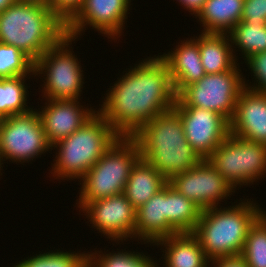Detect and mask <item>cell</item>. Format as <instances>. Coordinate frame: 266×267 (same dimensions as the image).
I'll use <instances>...</instances> for the list:
<instances>
[{
	"label": "cell",
	"mask_w": 266,
	"mask_h": 267,
	"mask_svg": "<svg viewBox=\"0 0 266 267\" xmlns=\"http://www.w3.org/2000/svg\"><path fill=\"white\" fill-rule=\"evenodd\" d=\"M127 69L107 90L97 110L120 137H132L147 122L172 109L177 99L169 69L159 54Z\"/></svg>",
	"instance_id": "obj_1"
},
{
	"label": "cell",
	"mask_w": 266,
	"mask_h": 267,
	"mask_svg": "<svg viewBox=\"0 0 266 267\" xmlns=\"http://www.w3.org/2000/svg\"><path fill=\"white\" fill-rule=\"evenodd\" d=\"M132 138L139 145L141 158L167 180L203 160L187 142L180 116L173 108L147 122Z\"/></svg>",
	"instance_id": "obj_2"
},
{
	"label": "cell",
	"mask_w": 266,
	"mask_h": 267,
	"mask_svg": "<svg viewBox=\"0 0 266 267\" xmlns=\"http://www.w3.org/2000/svg\"><path fill=\"white\" fill-rule=\"evenodd\" d=\"M251 199L240 198L230 207L221 205L202 210L192 233L210 261L241 255L249 228L265 211Z\"/></svg>",
	"instance_id": "obj_3"
},
{
	"label": "cell",
	"mask_w": 266,
	"mask_h": 267,
	"mask_svg": "<svg viewBox=\"0 0 266 267\" xmlns=\"http://www.w3.org/2000/svg\"><path fill=\"white\" fill-rule=\"evenodd\" d=\"M65 34V24L47 6L15 1L0 12V43L20 49L34 62Z\"/></svg>",
	"instance_id": "obj_4"
},
{
	"label": "cell",
	"mask_w": 266,
	"mask_h": 267,
	"mask_svg": "<svg viewBox=\"0 0 266 267\" xmlns=\"http://www.w3.org/2000/svg\"><path fill=\"white\" fill-rule=\"evenodd\" d=\"M119 137L97 111L79 129L52 146L57 150L49 177L80 181Z\"/></svg>",
	"instance_id": "obj_5"
},
{
	"label": "cell",
	"mask_w": 266,
	"mask_h": 267,
	"mask_svg": "<svg viewBox=\"0 0 266 267\" xmlns=\"http://www.w3.org/2000/svg\"><path fill=\"white\" fill-rule=\"evenodd\" d=\"M140 157L139 145L132 137H119L79 181L77 207L122 194L131 168Z\"/></svg>",
	"instance_id": "obj_6"
},
{
	"label": "cell",
	"mask_w": 266,
	"mask_h": 267,
	"mask_svg": "<svg viewBox=\"0 0 266 267\" xmlns=\"http://www.w3.org/2000/svg\"><path fill=\"white\" fill-rule=\"evenodd\" d=\"M75 41L78 40L65 34L35 62V77L44 82L41 95L45 100L83 99L80 96L85 75L71 46Z\"/></svg>",
	"instance_id": "obj_7"
},
{
	"label": "cell",
	"mask_w": 266,
	"mask_h": 267,
	"mask_svg": "<svg viewBox=\"0 0 266 267\" xmlns=\"http://www.w3.org/2000/svg\"><path fill=\"white\" fill-rule=\"evenodd\" d=\"M207 160L235 191L266 176V145L231 133Z\"/></svg>",
	"instance_id": "obj_8"
},
{
	"label": "cell",
	"mask_w": 266,
	"mask_h": 267,
	"mask_svg": "<svg viewBox=\"0 0 266 267\" xmlns=\"http://www.w3.org/2000/svg\"><path fill=\"white\" fill-rule=\"evenodd\" d=\"M239 64L228 72L206 74L199 81L186 86L177 95L174 107L204 108L222 115L230 122L237 98L245 88Z\"/></svg>",
	"instance_id": "obj_9"
},
{
	"label": "cell",
	"mask_w": 266,
	"mask_h": 267,
	"mask_svg": "<svg viewBox=\"0 0 266 267\" xmlns=\"http://www.w3.org/2000/svg\"><path fill=\"white\" fill-rule=\"evenodd\" d=\"M47 151L52 152V146L44 134L36 108L25 114H16L2 119L0 124V170L3 171L4 163H6L4 161L24 165L23 163H32Z\"/></svg>",
	"instance_id": "obj_10"
},
{
	"label": "cell",
	"mask_w": 266,
	"mask_h": 267,
	"mask_svg": "<svg viewBox=\"0 0 266 267\" xmlns=\"http://www.w3.org/2000/svg\"><path fill=\"white\" fill-rule=\"evenodd\" d=\"M131 5V0H84L82 7L65 24V33L79 39L89 26L109 41L117 42L124 33Z\"/></svg>",
	"instance_id": "obj_11"
},
{
	"label": "cell",
	"mask_w": 266,
	"mask_h": 267,
	"mask_svg": "<svg viewBox=\"0 0 266 267\" xmlns=\"http://www.w3.org/2000/svg\"><path fill=\"white\" fill-rule=\"evenodd\" d=\"M168 183L202 210L221 206V202H226L225 199H230L235 193L207 159L187 172L173 176Z\"/></svg>",
	"instance_id": "obj_12"
},
{
	"label": "cell",
	"mask_w": 266,
	"mask_h": 267,
	"mask_svg": "<svg viewBox=\"0 0 266 267\" xmlns=\"http://www.w3.org/2000/svg\"><path fill=\"white\" fill-rule=\"evenodd\" d=\"M80 211L87 217L91 228L117 245L134 239L136 209L123 193L88 202Z\"/></svg>",
	"instance_id": "obj_13"
},
{
	"label": "cell",
	"mask_w": 266,
	"mask_h": 267,
	"mask_svg": "<svg viewBox=\"0 0 266 267\" xmlns=\"http://www.w3.org/2000/svg\"><path fill=\"white\" fill-rule=\"evenodd\" d=\"M179 114L185 138L202 159L229 135V122L220 114L199 107H173Z\"/></svg>",
	"instance_id": "obj_14"
},
{
	"label": "cell",
	"mask_w": 266,
	"mask_h": 267,
	"mask_svg": "<svg viewBox=\"0 0 266 267\" xmlns=\"http://www.w3.org/2000/svg\"><path fill=\"white\" fill-rule=\"evenodd\" d=\"M81 104L80 99L45 100L44 106L36 109L51 146L67 138L97 112L91 105L89 108V105Z\"/></svg>",
	"instance_id": "obj_15"
},
{
	"label": "cell",
	"mask_w": 266,
	"mask_h": 267,
	"mask_svg": "<svg viewBox=\"0 0 266 267\" xmlns=\"http://www.w3.org/2000/svg\"><path fill=\"white\" fill-rule=\"evenodd\" d=\"M229 132L248 141L266 145V93L244 88L237 98Z\"/></svg>",
	"instance_id": "obj_16"
},
{
	"label": "cell",
	"mask_w": 266,
	"mask_h": 267,
	"mask_svg": "<svg viewBox=\"0 0 266 267\" xmlns=\"http://www.w3.org/2000/svg\"><path fill=\"white\" fill-rule=\"evenodd\" d=\"M180 41L173 50L159 55L167 64L176 95L206 75L201 62L198 36Z\"/></svg>",
	"instance_id": "obj_17"
},
{
	"label": "cell",
	"mask_w": 266,
	"mask_h": 267,
	"mask_svg": "<svg viewBox=\"0 0 266 267\" xmlns=\"http://www.w3.org/2000/svg\"><path fill=\"white\" fill-rule=\"evenodd\" d=\"M167 222V185L136 209L134 240L153 246L158 240L177 234ZM138 238V239H137ZM143 240V241H142ZM152 244V245H151Z\"/></svg>",
	"instance_id": "obj_18"
},
{
	"label": "cell",
	"mask_w": 266,
	"mask_h": 267,
	"mask_svg": "<svg viewBox=\"0 0 266 267\" xmlns=\"http://www.w3.org/2000/svg\"><path fill=\"white\" fill-rule=\"evenodd\" d=\"M155 245L161 247L163 252L162 267H209L210 260L192 232L171 235L158 240L153 246ZM158 263L157 267H161Z\"/></svg>",
	"instance_id": "obj_19"
},
{
	"label": "cell",
	"mask_w": 266,
	"mask_h": 267,
	"mask_svg": "<svg viewBox=\"0 0 266 267\" xmlns=\"http://www.w3.org/2000/svg\"><path fill=\"white\" fill-rule=\"evenodd\" d=\"M168 184V180L141 157L132 166L123 194L138 209Z\"/></svg>",
	"instance_id": "obj_20"
},
{
	"label": "cell",
	"mask_w": 266,
	"mask_h": 267,
	"mask_svg": "<svg viewBox=\"0 0 266 267\" xmlns=\"http://www.w3.org/2000/svg\"><path fill=\"white\" fill-rule=\"evenodd\" d=\"M243 6L244 0H206L195 19L203 33L228 34L241 21Z\"/></svg>",
	"instance_id": "obj_21"
},
{
	"label": "cell",
	"mask_w": 266,
	"mask_h": 267,
	"mask_svg": "<svg viewBox=\"0 0 266 267\" xmlns=\"http://www.w3.org/2000/svg\"><path fill=\"white\" fill-rule=\"evenodd\" d=\"M200 33L198 46L206 74L228 72L238 64L228 34Z\"/></svg>",
	"instance_id": "obj_22"
},
{
	"label": "cell",
	"mask_w": 266,
	"mask_h": 267,
	"mask_svg": "<svg viewBox=\"0 0 266 267\" xmlns=\"http://www.w3.org/2000/svg\"><path fill=\"white\" fill-rule=\"evenodd\" d=\"M31 77L35 79V75L0 79L1 119L9 118L16 114H25L34 108V106L30 107L27 105L29 103L27 102L29 101V87L25 82L27 80L26 78L30 79Z\"/></svg>",
	"instance_id": "obj_23"
},
{
	"label": "cell",
	"mask_w": 266,
	"mask_h": 267,
	"mask_svg": "<svg viewBox=\"0 0 266 267\" xmlns=\"http://www.w3.org/2000/svg\"><path fill=\"white\" fill-rule=\"evenodd\" d=\"M202 209L167 184V222L178 232H193Z\"/></svg>",
	"instance_id": "obj_24"
},
{
	"label": "cell",
	"mask_w": 266,
	"mask_h": 267,
	"mask_svg": "<svg viewBox=\"0 0 266 267\" xmlns=\"http://www.w3.org/2000/svg\"><path fill=\"white\" fill-rule=\"evenodd\" d=\"M228 35L237 62L239 59L236 56L238 54L236 53L237 51L242 54L240 56L244 61L253 54L266 51V23L250 24L240 21Z\"/></svg>",
	"instance_id": "obj_25"
},
{
	"label": "cell",
	"mask_w": 266,
	"mask_h": 267,
	"mask_svg": "<svg viewBox=\"0 0 266 267\" xmlns=\"http://www.w3.org/2000/svg\"><path fill=\"white\" fill-rule=\"evenodd\" d=\"M126 248L119 251L103 252L93 250L88 251V267H157L156 258L143 252L126 251ZM117 252V253H116Z\"/></svg>",
	"instance_id": "obj_26"
},
{
	"label": "cell",
	"mask_w": 266,
	"mask_h": 267,
	"mask_svg": "<svg viewBox=\"0 0 266 267\" xmlns=\"http://www.w3.org/2000/svg\"><path fill=\"white\" fill-rule=\"evenodd\" d=\"M49 250L26 257L14 267H88V253L86 251ZM86 252V253H85ZM17 264V265H16ZM12 265V267H13Z\"/></svg>",
	"instance_id": "obj_27"
},
{
	"label": "cell",
	"mask_w": 266,
	"mask_h": 267,
	"mask_svg": "<svg viewBox=\"0 0 266 267\" xmlns=\"http://www.w3.org/2000/svg\"><path fill=\"white\" fill-rule=\"evenodd\" d=\"M240 256L248 267H266V211L249 228Z\"/></svg>",
	"instance_id": "obj_28"
},
{
	"label": "cell",
	"mask_w": 266,
	"mask_h": 267,
	"mask_svg": "<svg viewBox=\"0 0 266 267\" xmlns=\"http://www.w3.org/2000/svg\"><path fill=\"white\" fill-rule=\"evenodd\" d=\"M35 62L20 49L0 43V79L35 75Z\"/></svg>",
	"instance_id": "obj_29"
},
{
	"label": "cell",
	"mask_w": 266,
	"mask_h": 267,
	"mask_svg": "<svg viewBox=\"0 0 266 267\" xmlns=\"http://www.w3.org/2000/svg\"><path fill=\"white\" fill-rule=\"evenodd\" d=\"M244 63L251 71V78L254 76L252 85L248 82L249 80L246 81L244 76V87L259 93H266V51L251 55Z\"/></svg>",
	"instance_id": "obj_30"
},
{
	"label": "cell",
	"mask_w": 266,
	"mask_h": 267,
	"mask_svg": "<svg viewBox=\"0 0 266 267\" xmlns=\"http://www.w3.org/2000/svg\"><path fill=\"white\" fill-rule=\"evenodd\" d=\"M244 23H266V0H244L241 16Z\"/></svg>",
	"instance_id": "obj_31"
},
{
	"label": "cell",
	"mask_w": 266,
	"mask_h": 267,
	"mask_svg": "<svg viewBox=\"0 0 266 267\" xmlns=\"http://www.w3.org/2000/svg\"><path fill=\"white\" fill-rule=\"evenodd\" d=\"M83 3L84 0H50L49 8L66 24Z\"/></svg>",
	"instance_id": "obj_32"
},
{
	"label": "cell",
	"mask_w": 266,
	"mask_h": 267,
	"mask_svg": "<svg viewBox=\"0 0 266 267\" xmlns=\"http://www.w3.org/2000/svg\"><path fill=\"white\" fill-rule=\"evenodd\" d=\"M209 267H248L246 261L240 256L223 257L210 261Z\"/></svg>",
	"instance_id": "obj_33"
},
{
	"label": "cell",
	"mask_w": 266,
	"mask_h": 267,
	"mask_svg": "<svg viewBox=\"0 0 266 267\" xmlns=\"http://www.w3.org/2000/svg\"><path fill=\"white\" fill-rule=\"evenodd\" d=\"M176 2L180 3V6H182L192 16H196L202 9L206 0H176Z\"/></svg>",
	"instance_id": "obj_34"
},
{
	"label": "cell",
	"mask_w": 266,
	"mask_h": 267,
	"mask_svg": "<svg viewBox=\"0 0 266 267\" xmlns=\"http://www.w3.org/2000/svg\"><path fill=\"white\" fill-rule=\"evenodd\" d=\"M16 2L35 3L49 7L50 0H15Z\"/></svg>",
	"instance_id": "obj_35"
},
{
	"label": "cell",
	"mask_w": 266,
	"mask_h": 267,
	"mask_svg": "<svg viewBox=\"0 0 266 267\" xmlns=\"http://www.w3.org/2000/svg\"><path fill=\"white\" fill-rule=\"evenodd\" d=\"M14 2L15 0H0V12L8 8Z\"/></svg>",
	"instance_id": "obj_36"
}]
</instances>
